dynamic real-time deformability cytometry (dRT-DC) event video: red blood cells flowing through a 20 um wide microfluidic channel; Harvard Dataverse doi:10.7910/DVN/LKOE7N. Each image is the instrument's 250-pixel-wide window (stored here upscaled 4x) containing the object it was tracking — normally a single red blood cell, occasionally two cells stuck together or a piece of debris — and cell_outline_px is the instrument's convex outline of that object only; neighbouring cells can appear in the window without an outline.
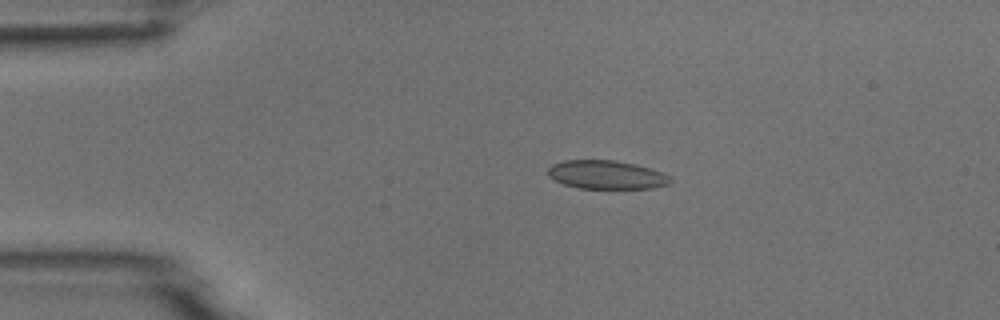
{"species": "common noctule bat (a hibernating species)", "species_latin": "Nyctalus noctula", "temperature_condition": "room temperature", "stored_images_in_passage": 4, "camera_frame_rate_fps": 3000, "um_per_image_px": 0.085, "animal": {"sex": "male", "body_mass_g": 18.8}, "frame": {"image": 1, "passage_image": 3, "time_ms": 0.667, "image_size_px": [1000, 320], "cell_outline_px": [[672, 184], [656, 188], [576, 188], [564, 184], [548, 176], [548, 168], [552, 164], [564, 160], [612, 160], [632, 164], [648, 168], [660, 172], [668, 176], [672, 180]], "centroid_in_image_um": [51.54, 14.86], "position_along_channel_um": 33.5, "area_um2": 20.23}}